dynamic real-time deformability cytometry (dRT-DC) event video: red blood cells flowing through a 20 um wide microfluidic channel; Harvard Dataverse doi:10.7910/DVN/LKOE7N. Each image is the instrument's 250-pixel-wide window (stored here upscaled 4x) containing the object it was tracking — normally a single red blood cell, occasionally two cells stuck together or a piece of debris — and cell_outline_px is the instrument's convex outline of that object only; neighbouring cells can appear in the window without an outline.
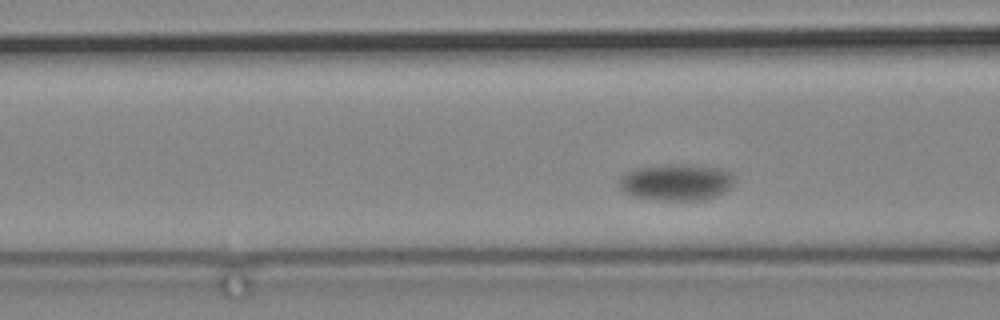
{"species": "common noctule bat (a hibernating species)", "species_latin": "Nyctalus noctula", "temperature_condition": "cold", "stored_images_in_passage": 46, "camera_frame_rate_fps": 3000, "um_per_image_px": 0.085, "animal": {"sex": "male", "body_mass_g": 19.2, "forearm_length_mm": 51.8}, "frame": {"image": 1, "passage_image": 9, "time_ms": 2.667, "image_size_px": [1000, 320], "cell_outline_px": [[732, 184], [728, 188], [716, 196], [704, 200], [664, 200], [636, 196], [624, 192], [620, 188], [620, 176], [624, 172], [636, 168], [664, 164], [684, 164], [720, 168], [732, 172]], "centroid_in_image_um": [57.46, 15.47], "position_along_channel_um": 109.1, "area_um2": 24.39}}
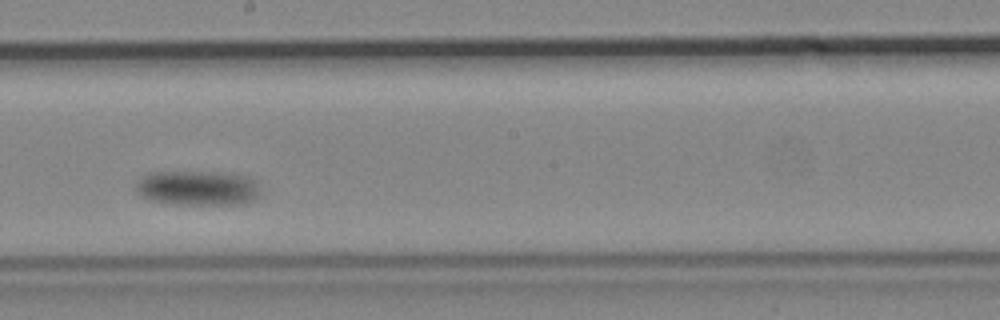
{"frame": {"image": 2, "passage_image": 23, "time_ms": 7.333, "image_size_px": [1000, 320], "cell_outline_px": [[260, 196], [252, 200], [240, 204], [172, 204], [148, 200], [136, 188], [136, 184], [140, 176], [148, 172], [212, 172], [244, 176], [252, 180], [260, 188]], "centroid_in_image_um": [16.77, 15.98], "position_along_channel_um": 231.4, "area_um2": 25.09}}
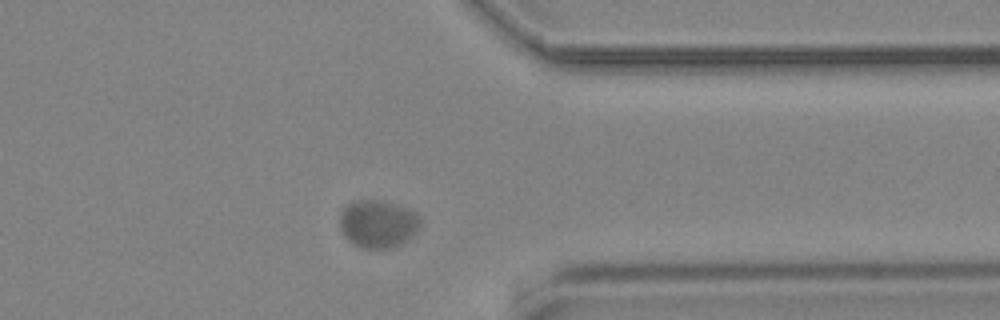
{"frame": {"image": 3, "passage_image": 40, "time_ms": 13.0, "image_size_px": [1000, 320], "cell_outline_px": [[420, 228], [408, 240], [392, 248], [360, 248], [352, 244], [344, 236], [340, 228], [340, 212], [352, 200], [380, 200], [404, 208], [420, 216]], "centroid_in_image_um": [32.09, 19.04], "position_along_channel_um": 379.3, "area_um2": 22.43}}